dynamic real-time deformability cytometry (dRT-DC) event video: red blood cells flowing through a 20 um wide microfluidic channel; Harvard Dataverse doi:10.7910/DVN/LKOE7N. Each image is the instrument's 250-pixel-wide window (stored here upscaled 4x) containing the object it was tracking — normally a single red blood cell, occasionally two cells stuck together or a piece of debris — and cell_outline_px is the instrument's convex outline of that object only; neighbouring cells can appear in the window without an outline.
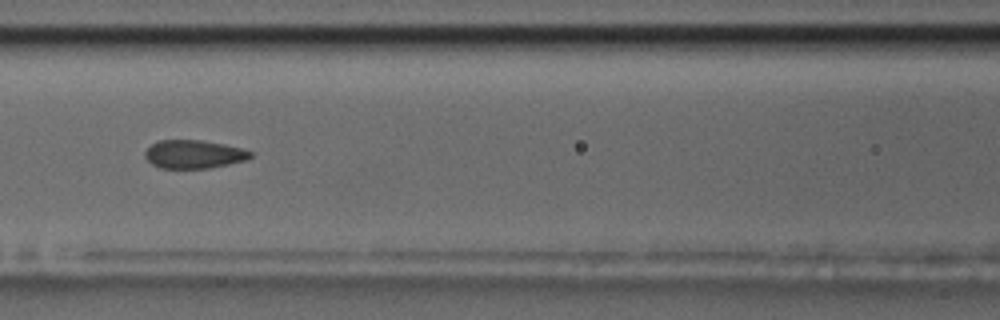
{"species": "common noctule bat (a hibernating species)", "species_latin": "Nyctalus noctula", "temperature_condition": "room temperature", "stored_images_in_passage": 36, "camera_frame_rate_fps": 3000, "um_per_image_px": 0.085, "animal": {"sex": "male", "body_mass_g": 17.5, "forearm_length_mm": 52.3}, "frame": {"image": 1, "passage_image": 14, "time_ms": 4.333, "image_size_px": [1000, 320], "cell_outline_px": [[252, 156], [248, 160], [208, 168], [160, 168], [152, 164], [144, 156], [144, 152], [152, 144], [160, 140], [200, 140], [224, 144], [240, 148], [252, 152]], "centroid_in_image_um": [16.47, 13.11], "position_along_channel_um": 150.1, "area_um2": 17.34}}
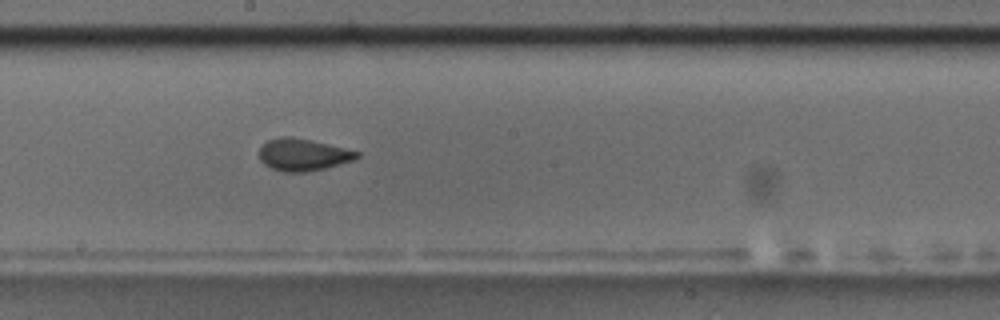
{"frame": {"image": 2, "passage_image": 20, "time_ms": 6.333, "image_size_px": [1000, 320], "cell_outline_px": [[360, 156], [352, 160], [324, 168], [304, 172], [284, 172], [272, 168], [264, 164], [260, 160], [260, 148], [268, 140], [280, 136], [292, 136], [344, 148], [360, 152]], "centroid_in_image_um": [25.73, 13.14], "position_along_channel_um": 222.5, "area_um2": 17.98}}
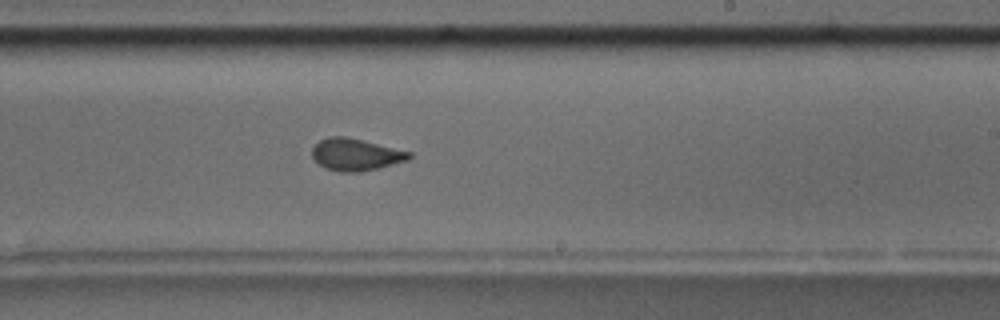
{"frame": {"image": 3, "passage_image": 23, "time_ms": 7.333, "image_size_px": [1000, 320], "cell_outline_px": [[412, 156], [408, 160], [380, 168], [360, 172], [340, 172], [324, 168], [312, 156], [312, 148], [320, 140], [328, 136], [348, 136], [412, 152]], "centroid_in_image_um": [30.25, 13.13], "position_along_channel_um": 258.7, "area_um2": 18.32}, "authors_computed_cell_mechanics": {"area_um2": 18.2937, "velocity_mm_per_s": 3.6371, "shape_relaxation_time_tau1_ms": 5.735, "shape_relaxation_time_tau2_ms": 1.0702, "deformation_change_tau1": 0.122, "deformation_change_tau2": 0.0417}}